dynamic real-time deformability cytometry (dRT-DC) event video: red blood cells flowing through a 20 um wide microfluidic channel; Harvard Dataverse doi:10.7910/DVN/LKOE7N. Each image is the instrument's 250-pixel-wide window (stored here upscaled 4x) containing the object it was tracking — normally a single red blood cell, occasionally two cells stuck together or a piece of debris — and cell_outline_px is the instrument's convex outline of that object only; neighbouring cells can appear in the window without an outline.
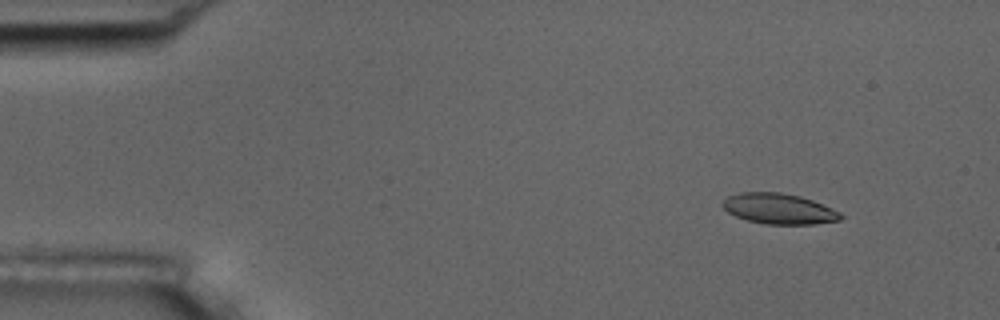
{"species": "common noctule bat (a hibernating species)", "species_latin": "Nyctalus noctula", "temperature_condition": "room temperature", "stored_images_in_passage": 6, "camera_frame_rate_fps": 3000, "um_per_image_px": 0.085, "animal": {"sex": "male", "body_mass_g": 17.5, "forearm_length_mm": 52.3}, "frame": {"image": 1, "passage_image": 2, "time_ms": 1.0, "image_size_px": [1000, 320], "cell_outline_px": [[844, 216], [840, 220], [812, 224], [764, 224], [748, 220], [736, 216], [728, 212], [720, 204], [728, 196], [740, 192], [780, 192], [800, 196], [812, 200], [832, 208], [840, 212]], "centroid_in_image_um": [66.2, 17.74], "position_along_channel_um": 18.8, "area_um2": 20.98}}
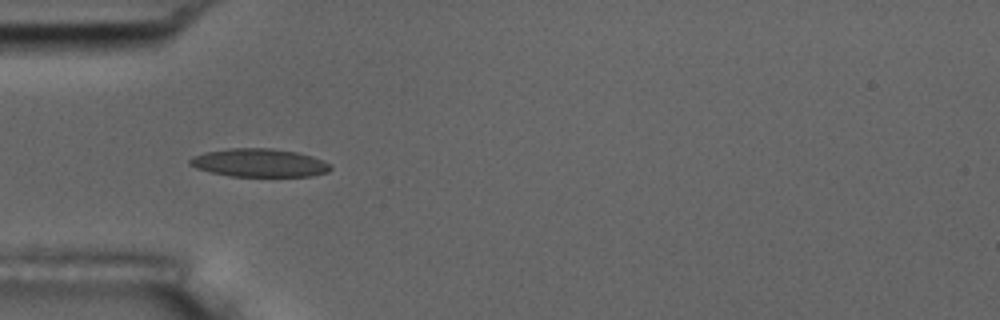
{"frame": {"image": 2, "passage_image": 5, "time_ms": 4.667, "image_size_px": [1000, 320], "cell_outline_px": [[332, 168], [328, 172], [312, 176], [232, 176], [212, 172], [196, 168], [188, 164], [188, 160], [192, 156], [204, 152], [228, 148], [272, 148], [296, 152], [312, 156], [324, 160]], "centroid_in_image_um": [22.02, 13.83], "position_along_channel_um": 63.0, "area_um2": 23.18}}